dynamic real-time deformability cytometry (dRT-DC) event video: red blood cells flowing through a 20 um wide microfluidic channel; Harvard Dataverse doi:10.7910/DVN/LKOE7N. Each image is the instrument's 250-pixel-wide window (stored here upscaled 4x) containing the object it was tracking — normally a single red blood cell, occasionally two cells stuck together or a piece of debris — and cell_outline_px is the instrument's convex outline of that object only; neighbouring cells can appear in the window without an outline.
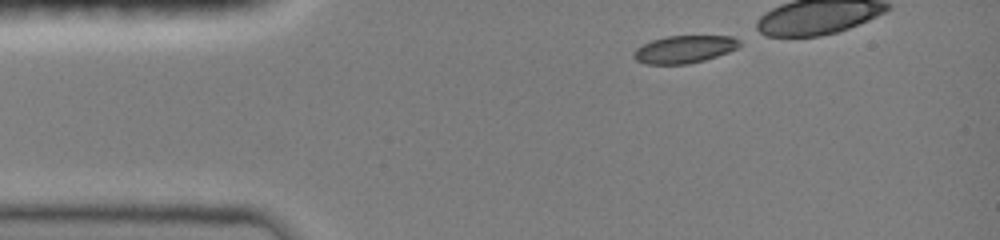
{"species": "common noctule bat (a hibernating species)", "species_latin": "Nyctalus noctula", "temperature_condition": "room temperature", "stored_images_in_passage": 17, "camera_frame_rate_fps": 3000, "um_per_image_px": 0.085, "animal": {"sex": "female", "body_mass_g": 19.0, "forearm_length_mm": 51.5}, "frame": {"image": 1, "passage_image": 1, "time_ms": 0.0, "image_size_px": [1000, 240], "cell_outline_px": [[740, 44], [736, 48], [728, 52], [704, 60], [688, 64], [644, 64], [636, 60], [632, 56], [632, 52], [636, 48], [652, 40], [668, 36], [732, 36], [740, 40]], "centroid_in_image_um": [58.13, 4.19], "position_along_channel_um": 26.9, "area_um2": 16.94}}
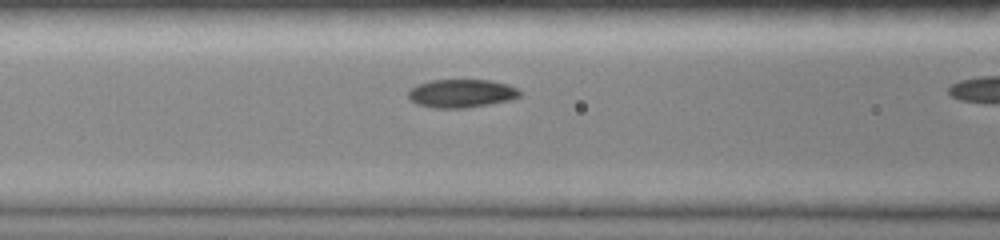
{"frame": {"image": 2, "passage_image": 12, "time_ms": 3.667, "image_size_px": [1000, 240], "cell_outline_px": [[520, 96], [508, 100], [488, 104], [464, 108], [432, 108], [416, 104], [408, 96], [408, 92], [416, 84], [432, 80], [492, 80], [508, 84], [516, 88], [520, 92]], "centroid_in_image_um": [39.2, 7.93], "position_along_channel_um": 127.4, "area_um2": 18.32}}
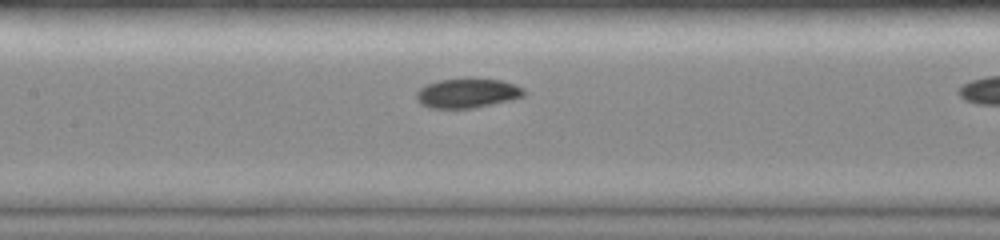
{"frame": {"image": 3, "passage_image": 15, "time_ms": 4.667, "image_size_px": [1000, 240], "cell_outline_px": [[524, 96], [512, 100], [472, 108], [428, 108], [420, 104], [416, 100], [416, 92], [424, 84], [436, 80], [468, 76], [472, 76], [500, 80], [516, 84], [524, 88]], "centroid_in_image_um": [39.69, 7.88], "position_along_channel_um": 167.7, "area_um2": 19.31}}